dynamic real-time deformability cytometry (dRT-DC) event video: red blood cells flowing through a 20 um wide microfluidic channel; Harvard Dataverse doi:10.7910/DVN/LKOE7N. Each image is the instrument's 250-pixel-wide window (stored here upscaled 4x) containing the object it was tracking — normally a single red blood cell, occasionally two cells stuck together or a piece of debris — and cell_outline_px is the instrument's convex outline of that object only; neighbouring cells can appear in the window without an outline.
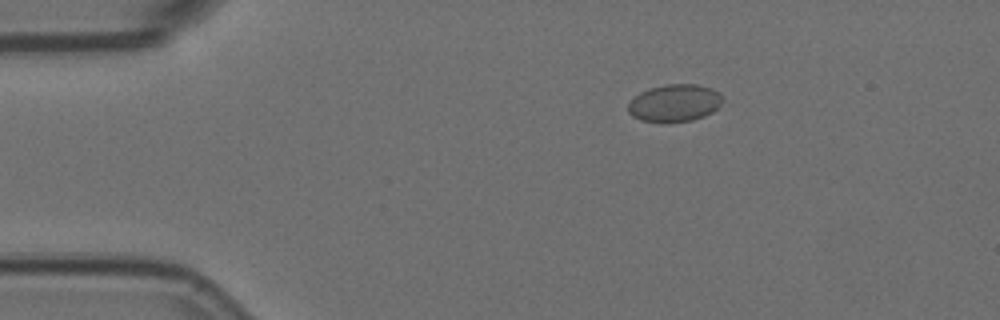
{"species": "Egyptian fruit bat (a non-hibernating species)", "species_latin": "Rousettus aegyptiacus", "temperature_condition": "room temperature", "stored_images_in_passage": 20, "camera_frame_rate_fps": 3000, "um_per_image_px": 0.085, "animal": {"sex": "female"}, "frame": {"image": 1, "passage_image": 3, "time_ms": 0.667, "image_size_px": [1000, 320], "cell_outline_px": [[724, 100], [712, 112], [704, 116], [692, 120], [668, 124], [660, 124], [640, 120], [632, 116], [628, 112], [628, 104], [640, 92], [648, 88], [668, 84], [696, 84], [712, 88], [720, 92], [724, 96]], "centroid_in_image_um": [57.34, 8.78], "position_along_channel_um": 27.7, "area_um2": 21.1}}
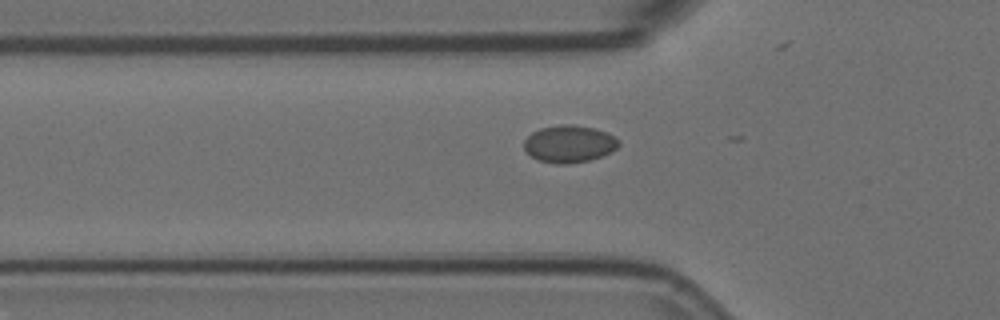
{"frame": {"image": 2, "passage_image": 12, "time_ms": 3.667, "image_size_px": [1000, 320], "cell_outline_px": [[620, 144], [616, 148], [600, 156], [588, 160], [568, 164], [556, 164], [540, 160], [532, 156], [524, 148], [524, 140], [532, 132], [540, 128], [560, 124], [572, 124], [592, 128], [604, 132], [612, 136]], "centroid_in_image_um": [48.33, 12.22], "position_along_channel_um": 77.5, "area_um2": 20.11}}
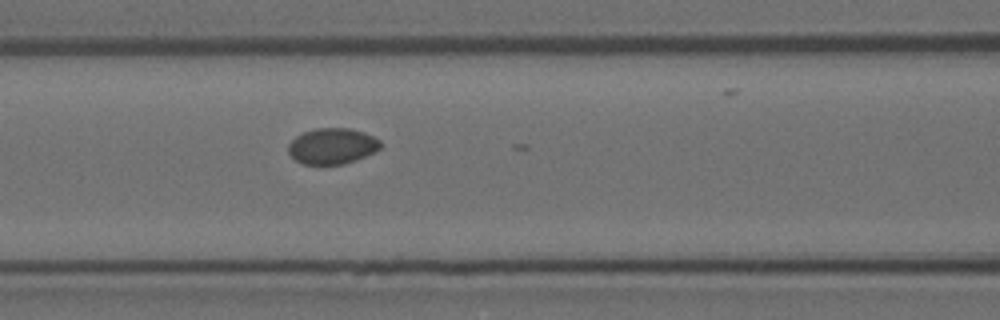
{"frame": {"image": 3, "passage_image": 17, "time_ms": 5.333, "image_size_px": [1000, 320], "cell_outline_px": [[380, 148], [376, 152], [356, 160], [344, 164], [304, 164], [296, 160], [288, 152], [288, 144], [296, 136], [304, 132], [316, 128], [352, 128], [364, 132], [380, 140]], "centroid_in_image_um": [28.25, 12.41], "position_along_channel_um": 138.3, "area_um2": 19.31}}